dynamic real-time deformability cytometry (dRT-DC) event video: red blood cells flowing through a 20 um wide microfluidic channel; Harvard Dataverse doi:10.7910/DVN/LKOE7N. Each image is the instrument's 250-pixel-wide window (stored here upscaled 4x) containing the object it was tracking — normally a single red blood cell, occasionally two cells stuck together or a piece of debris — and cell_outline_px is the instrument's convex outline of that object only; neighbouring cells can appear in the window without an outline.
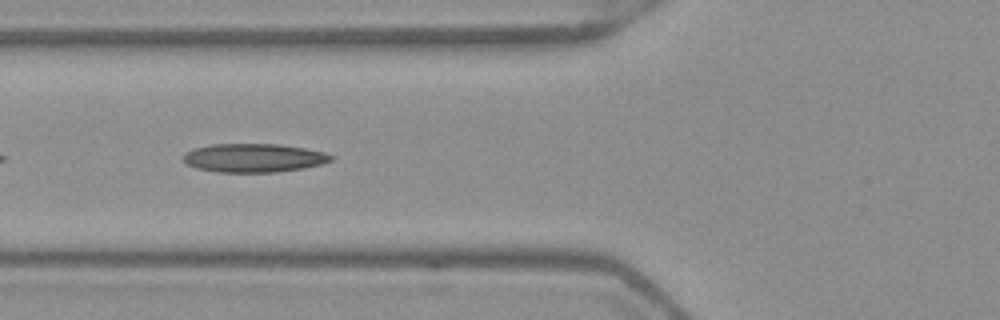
{"species": "Egyptian fruit bat (a non-hibernating species)", "species_latin": "Rousettus aegyptiacus", "temperature_condition": "warm", "stored_images_in_passage": 36, "camera_frame_rate_fps": 3000, "um_per_image_px": 0.085, "frame": {"image": 1, "passage_image": 5, "time_ms": 1.333, "image_size_px": [1000, 320], "cell_outline_px": [[332, 160], [320, 164], [304, 168], [276, 172], [216, 172], [196, 168], [188, 164], [180, 156], [184, 152], [196, 148], [212, 144], [280, 144], [304, 148], [324, 152], [332, 156]], "centroid_in_image_um": [21.53, 13.42], "position_along_channel_um": 104.3, "area_um2": 24.62}}
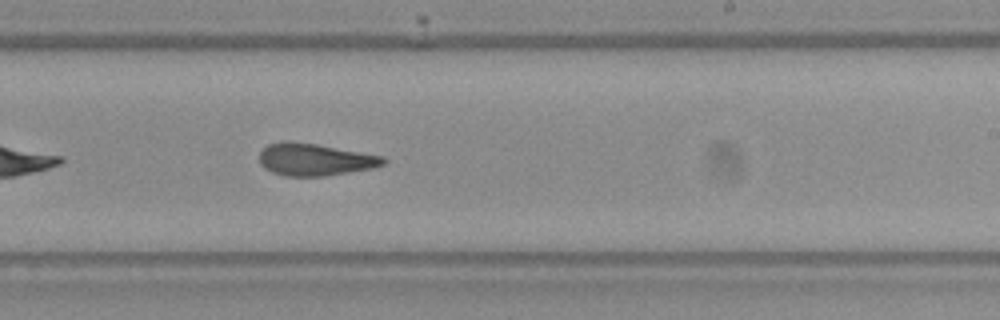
{"frame": {"image": 2, "passage_image": 17, "time_ms": 5.333, "image_size_px": [1000, 320], "cell_outline_px": [[388, 160], [384, 164], [372, 168], [324, 176], [284, 176], [272, 172], [264, 168], [260, 164], [260, 152], [268, 144], [284, 140], [288, 140], [316, 144], [384, 156]], "centroid_in_image_um": [26.75, 13.55], "position_along_channel_um": 262.3, "area_um2": 23.29}}
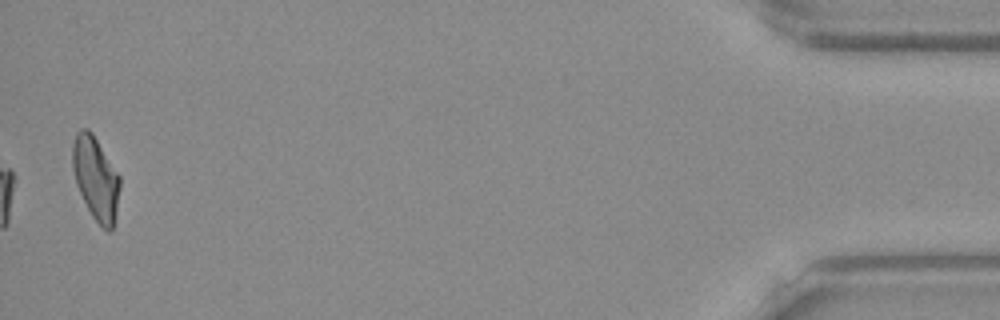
{"frame": {"image": 3, "passage_image": 36, "time_ms": 11.667, "image_size_px": [1000, 320], "cell_outline_px": [[120, 188], [116, 212], [112, 232], [108, 232], [92, 216], [76, 184], [72, 168], [72, 144], [76, 132], [80, 128], [88, 128], [92, 132], [120, 176]], "centroid_in_image_um": [8.13, 15.12], "position_along_channel_um": 427.1, "area_um2": 22.95}, "authors_computed_cell_mechanics": {"area_um2": 23.4957, "velocity_mm_per_s": 3.9418, "shape_relaxation_time_tau1_ms": null, "shape_relaxation_time_tau2_ms": 4.5687, "deformation_change_tau1": null, "deformation_change_tau2": 0.1444}}